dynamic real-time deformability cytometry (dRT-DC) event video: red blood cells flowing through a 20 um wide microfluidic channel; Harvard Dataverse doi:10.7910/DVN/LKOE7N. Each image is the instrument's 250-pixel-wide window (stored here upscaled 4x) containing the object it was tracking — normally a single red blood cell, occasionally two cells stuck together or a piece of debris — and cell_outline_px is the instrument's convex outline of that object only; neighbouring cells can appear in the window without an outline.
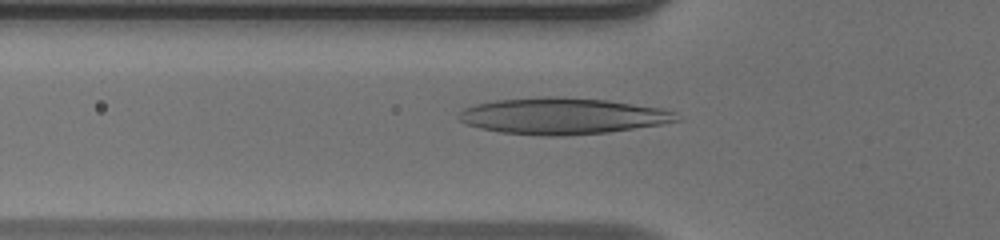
{"species": "human", "species_latin": "Homo sapiens", "temperature_condition": "warm", "stored_images_in_passage": 39, "camera_frame_rate_fps": 3000, "um_per_image_px": 0.085, "donor": {"sex": "male"}, "frame": {"image": 1, "passage_image": 5, "time_ms": 1.333, "image_size_px": [1000, 240], "cell_outline_px": [[680, 120], [664, 124], [608, 132], [564, 136], [540, 136], [500, 132], [480, 128], [468, 124], [460, 120], [456, 116], [456, 112], [464, 108], [476, 104], [496, 100], [544, 96], [560, 96], [608, 100], [664, 108], [676, 112]], "centroid_in_image_um": [47.82, 9.86], "position_along_channel_um": 78.0, "area_um2": 46.64}}
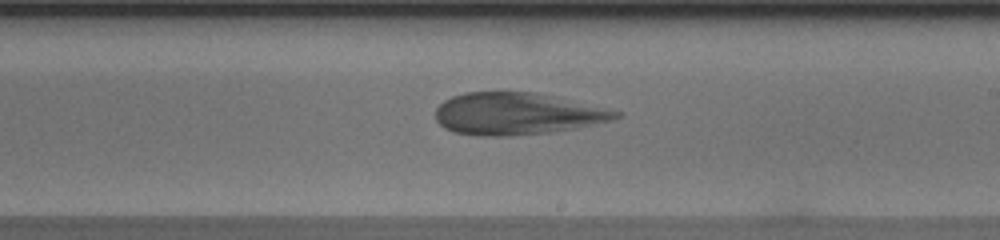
{"frame": {"image": 2, "passage_image": 18, "time_ms": 5.667, "image_size_px": [1000, 240], "cell_outline_px": [[620, 116], [612, 120], [576, 128], [556, 132], [508, 136], [480, 136], [452, 132], [444, 128], [436, 120], [436, 108], [444, 100], [452, 96], [464, 92], [536, 92], [556, 96], [608, 108], [620, 112]], "centroid_in_image_um": [43.94, 9.67], "position_along_channel_um": 245.1, "area_um2": 44.51}}
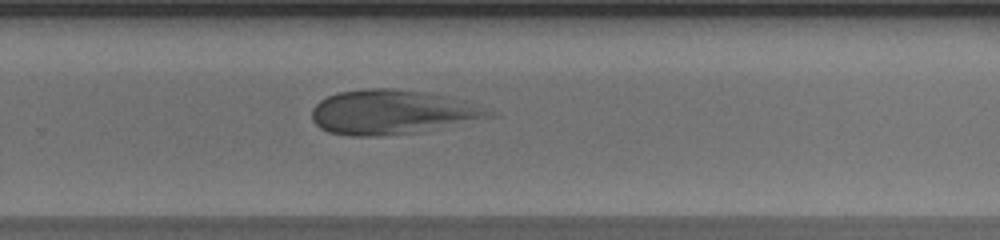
{"frame": {"image": 3, "passage_image": 22, "time_ms": 7.0, "image_size_px": [1000, 240], "cell_outline_px": [[500, 116], [428, 132], [380, 136], [352, 136], [328, 132], [320, 128], [312, 120], [312, 108], [320, 100], [336, 92], [364, 88], [392, 88], [428, 92], [452, 96], [500, 112]], "centroid_in_image_um": [33.49, 9.54], "position_along_channel_um": 296.3, "area_um2": 47.51}}